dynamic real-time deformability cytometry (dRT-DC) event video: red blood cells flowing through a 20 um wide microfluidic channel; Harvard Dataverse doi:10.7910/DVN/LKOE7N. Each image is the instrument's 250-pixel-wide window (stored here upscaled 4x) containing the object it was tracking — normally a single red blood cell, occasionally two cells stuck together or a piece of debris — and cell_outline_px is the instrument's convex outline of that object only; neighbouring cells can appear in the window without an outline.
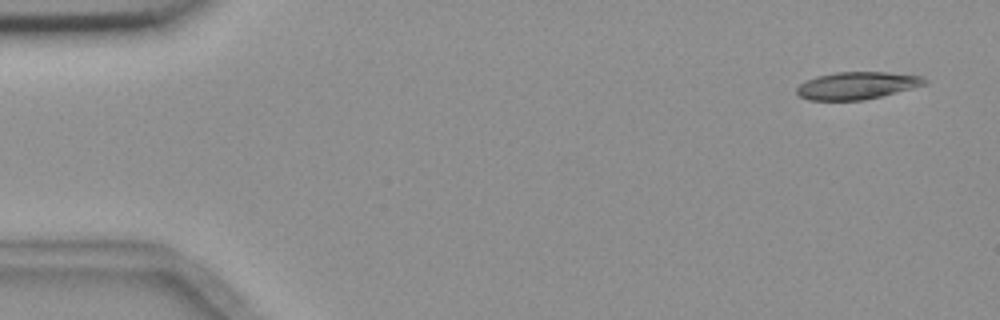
{"species": "common noctule bat (a hibernating species)", "species_latin": "Nyctalus noctula", "temperature_condition": "room temperature", "stored_images_in_passage": 5, "camera_frame_rate_fps": 3000, "um_per_image_px": 0.085, "animal": {"sex": "female", "body_mass_g": 18.4}, "frame": {"image": 1, "passage_image": 1, "time_ms": 0.0, "image_size_px": [1000, 320], "cell_outline_px": [[928, 84], [864, 100], [808, 100], [800, 96], [796, 92], [796, 88], [800, 84], [816, 76], [836, 72], [888, 72], [920, 76], [928, 80]], "centroid_in_image_um": [72.84, 7.27], "position_along_channel_um": 12.2, "area_um2": 20.29}}
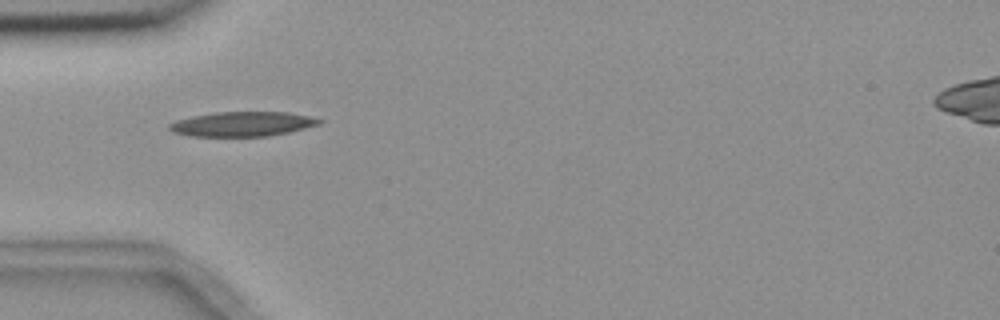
{"frame": {"image": 2, "passage_image": 5, "time_ms": 4.667, "image_size_px": [1000, 320], "cell_outline_px": [[324, 120], [320, 124], [288, 132], [268, 136], [188, 136], [172, 132], [168, 128], [168, 124], [176, 120], [192, 116], [216, 112], [288, 112], [308, 116]], "centroid_in_image_um": [20.57, 10.54], "position_along_channel_um": 64.4, "area_um2": 21.5}}